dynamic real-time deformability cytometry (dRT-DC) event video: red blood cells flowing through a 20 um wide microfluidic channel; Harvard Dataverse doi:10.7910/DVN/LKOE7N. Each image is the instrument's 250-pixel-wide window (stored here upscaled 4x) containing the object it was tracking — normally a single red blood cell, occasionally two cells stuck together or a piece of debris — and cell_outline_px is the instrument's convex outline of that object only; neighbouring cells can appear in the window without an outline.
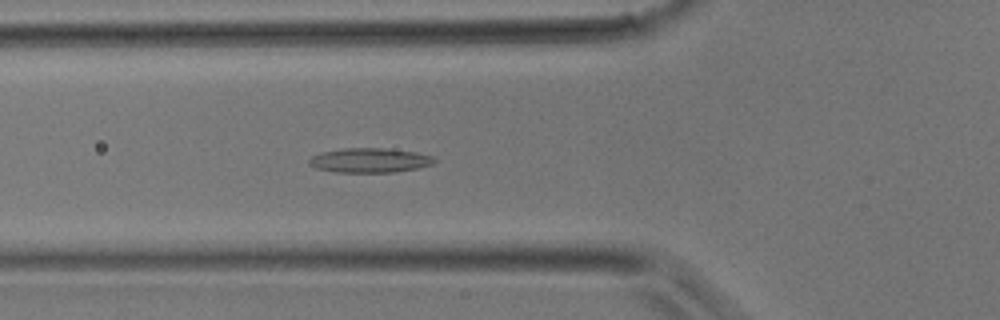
{"species": "common noctule bat (a hibernating species)", "species_latin": "Nyctalus noctula", "temperature_condition": "room temperature", "stored_images_in_passage": 32, "camera_frame_rate_fps": 3000, "um_per_image_px": 0.085, "animal": {"sex": "male", "body_mass_g": 17.9}, "frame": {"image": 1, "passage_image": 6, "time_ms": 1.667, "image_size_px": [1000, 320], "cell_outline_px": [[436, 160], [432, 164], [416, 168], [396, 172], [336, 172], [316, 168], [308, 164], [308, 160], [312, 156], [320, 152], [344, 148], [384, 148], [416, 152], [432, 156]], "centroid_in_image_um": [31.39, 13.62], "position_along_channel_um": 94.4, "area_um2": 17.86}}
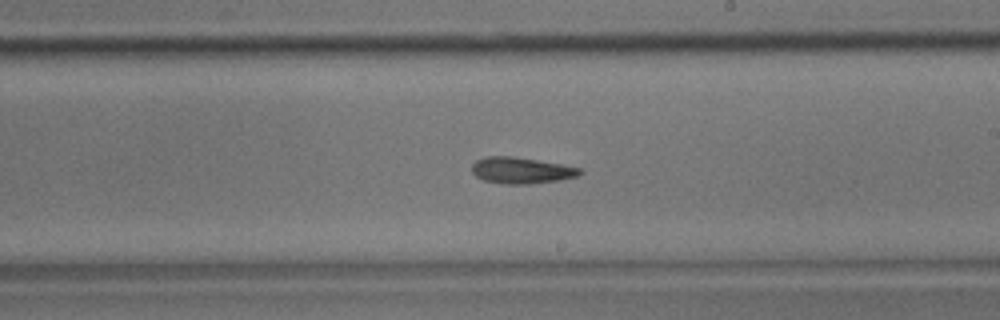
{"frame": {"image": 2, "passage_image": 15, "time_ms": 4.667, "image_size_px": [1000, 320], "cell_outline_px": [[584, 172], [576, 176], [560, 180], [532, 184], [504, 184], [484, 180], [476, 176], [472, 172], [472, 164], [476, 160], [484, 156], [512, 156], [560, 164], [580, 168]], "centroid_in_image_um": [44.29, 14.49], "position_along_channel_um": 244.7, "area_um2": 16.53}}
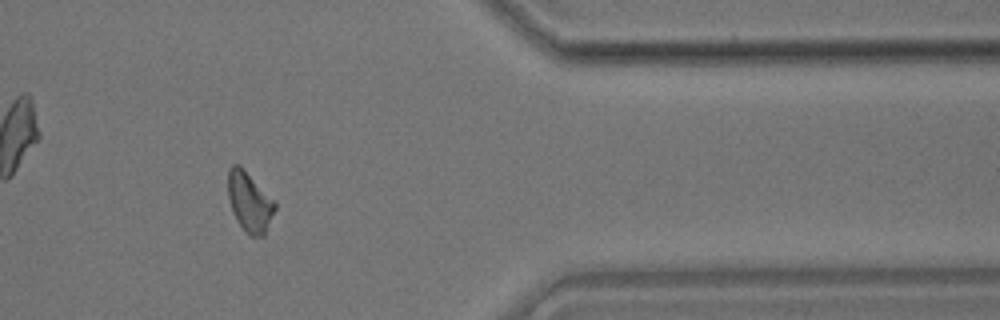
{"frame": {"image": 3, "passage_image": 25, "time_ms": 8.0, "image_size_px": [1000, 320], "cell_outline_px": [[276, 208], [264, 236], [252, 236], [236, 220], [232, 212], [228, 196], [228, 168], [232, 164], [240, 164], [276, 200]], "centroid_in_image_um": [21.22, 17.11], "position_along_channel_um": 390.2, "area_um2": 16.59}}